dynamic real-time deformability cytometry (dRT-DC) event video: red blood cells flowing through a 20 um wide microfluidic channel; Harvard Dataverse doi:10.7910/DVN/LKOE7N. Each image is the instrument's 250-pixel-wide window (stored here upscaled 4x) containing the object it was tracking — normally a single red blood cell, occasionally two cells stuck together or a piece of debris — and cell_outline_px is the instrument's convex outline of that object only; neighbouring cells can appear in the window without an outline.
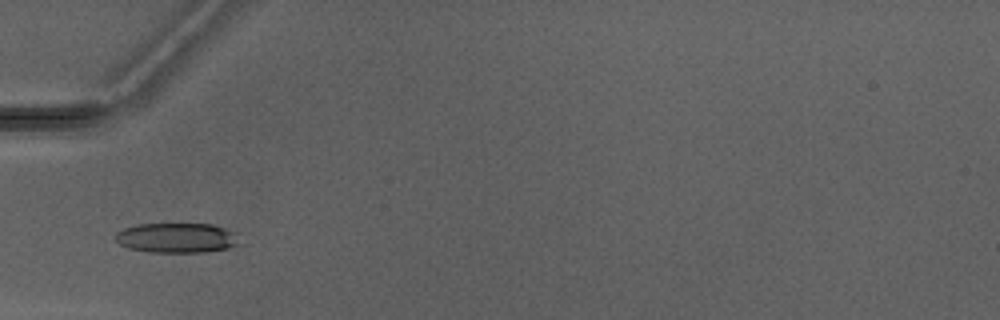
{"species": "Egyptian fruit bat (a non-hibernating species)", "species_latin": "Rousettus aegyptiacus", "temperature_condition": "warm", "stored_images_in_passage": 4, "camera_frame_rate_fps": 3000, "um_per_image_px": 0.085, "animal": {"sex": "male"}, "frame": {"image": 1, "passage_image": 4, "time_ms": 3.667, "image_size_px": [1000, 320], "cell_outline_px": [[236, 244], [228, 248], [204, 252], [148, 252], [128, 248], [120, 244], [116, 240], [116, 232], [124, 228], [136, 224], [212, 224], [236, 232]], "centroid_in_image_um": [14.98, 20.21], "position_along_channel_um": 70.0, "area_um2": 21.44}}